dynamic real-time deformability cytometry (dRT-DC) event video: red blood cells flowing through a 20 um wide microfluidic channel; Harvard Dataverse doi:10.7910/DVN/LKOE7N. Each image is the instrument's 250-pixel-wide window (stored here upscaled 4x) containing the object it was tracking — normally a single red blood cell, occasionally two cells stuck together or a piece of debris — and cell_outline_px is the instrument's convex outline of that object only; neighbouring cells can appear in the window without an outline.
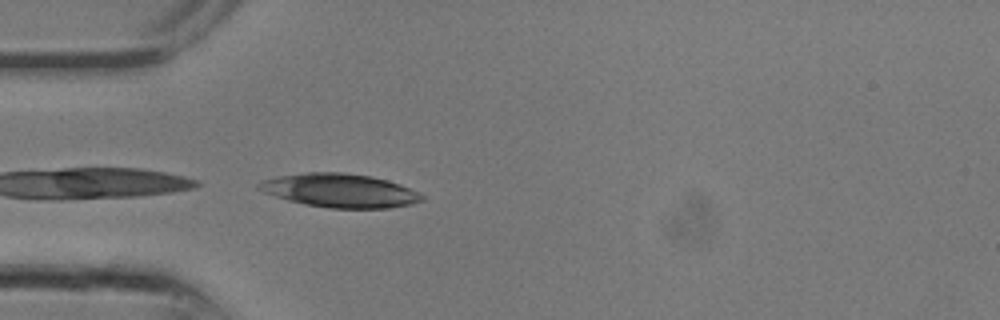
{"species": "common noctule bat (a hibernating species)", "species_latin": "Nyctalus noctula", "temperature_condition": "room temperature", "stored_images_in_passage": 13, "camera_frame_rate_fps": 3000, "um_per_image_px": 0.085, "animal": {"sex": "male", "body_mass_g": 13.3}, "frame": {"image": 1, "passage_image": 8, "time_ms": 2.333, "image_size_px": [1000, 320], "cell_outline_px": [[424, 200], [412, 204], [388, 208], [328, 208], [304, 204], [288, 200], [264, 192], [256, 188], [256, 184], [264, 180], [280, 176], [304, 172], [344, 172], [372, 176], [388, 180], [400, 184], [424, 196]], "centroid_in_image_um": [28.89, 16.19], "position_along_channel_um": 56.1, "area_um2": 31.96}}
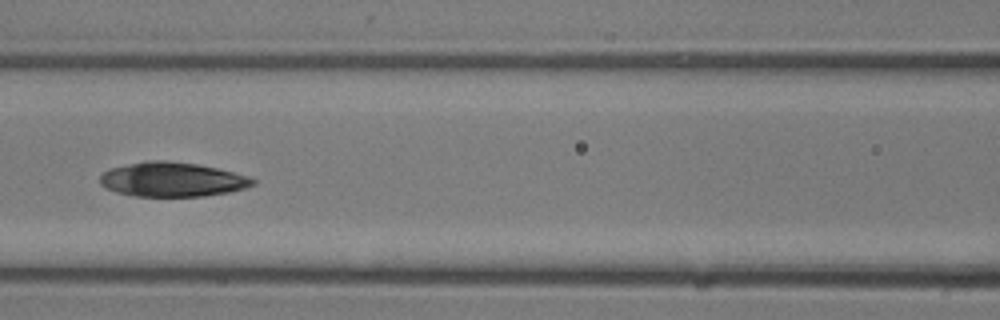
{"frame": {"image": 2, "passage_image": 12, "time_ms": 3.667, "image_size_px": [1000, 320], "cell_outline_px": [[256, 184], [244, 188], [228, 192], [204, 196], [132, 196], [116, 192], [104, 188], [100, 184], [100, 176], [104, 172], [112, 168], [144, 160], [168, 160], [196, 164], [216, 168], [248, 176], [256, 180]], "centroid_in_image_um": [14.62, 15.26], "position_along_channel_um": 152.0, "area_um2": 30.63}}